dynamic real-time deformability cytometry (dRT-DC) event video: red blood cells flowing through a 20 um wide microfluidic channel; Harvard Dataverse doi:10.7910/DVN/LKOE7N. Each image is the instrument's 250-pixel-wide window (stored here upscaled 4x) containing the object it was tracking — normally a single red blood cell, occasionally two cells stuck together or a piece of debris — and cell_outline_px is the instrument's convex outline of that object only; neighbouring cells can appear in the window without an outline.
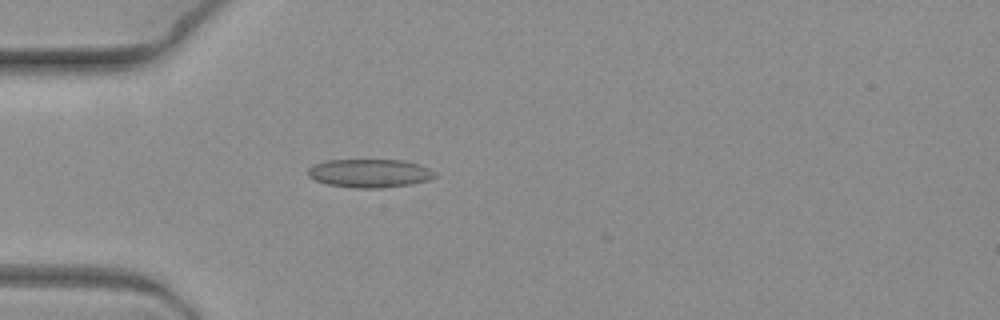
{"species": "common noctule bat (a hibernating species)", "species_latin": "Nyctalus noctula", "temperature_condition": "warm", "stored_images_in_passage": 2, "camera_frame_rate_fps": 3000, "um_per_image_px": 0.085, "animal": {"sex": "female", "body_mass_g": 19.3, "forearm_length_mm": 54.1}, "frame": {"image": 1, "passage_image": 2, "time_ms": 0.333, "image_size_px": [1000, 320], "cell_outline_px": [[436, 176], [428, 180], [408, 184], [380, 188], [356, 188], [328, 184], [316, 180], [308, 176], [308, 168], [316, 164], [328, 160], [404, 160], [420, 164], [436, 172]], "centroid_in_image_um": [31.44, 14.72], "position_along_channel_um": 53.6, "area_um2": 20.87}}